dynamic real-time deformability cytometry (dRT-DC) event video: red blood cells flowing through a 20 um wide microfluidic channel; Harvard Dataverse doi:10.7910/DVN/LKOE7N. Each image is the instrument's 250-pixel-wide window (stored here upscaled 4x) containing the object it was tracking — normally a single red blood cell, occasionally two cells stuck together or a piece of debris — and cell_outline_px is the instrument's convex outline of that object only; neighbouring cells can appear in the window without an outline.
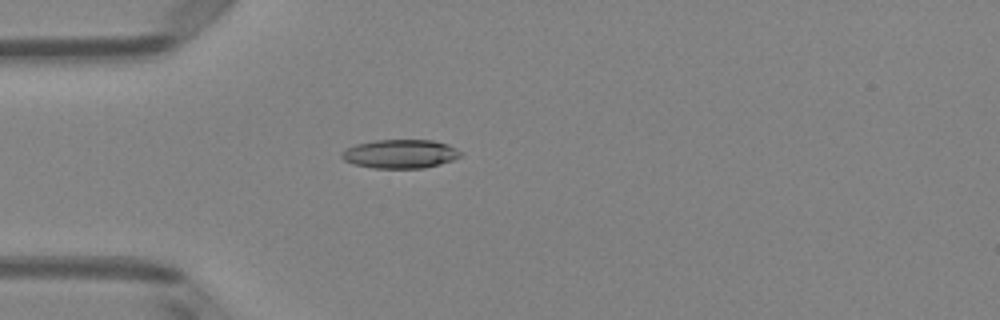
{"species": "Egyptian fruit bat (a non-hibernating species)", "species_latin": "Rousettus aegyptiacus", "temperature_condition": "room temperature", "stored_images_in_passage": 39, "camera_frame_rate_fps": 3000, "um_per_image_px": 0.085, "animal": {"sex": "female"}, "frame": {"image": 1, "passage_image": 3, "time_ms": 0.667, "image_size_px": [1000, 320], "cell_outline_px": [[464, 152], [460, 156], [452, 160], [440, 164], [424, 168], [372, 168], [352, 164], [344, 160], [340, 156], [340, 152], [356, 144], [376, 140], [432, 140], [448, 144]], "centroid_in_image_um": [34.02, 13.08], "position_along_channel_um": 51.0, "area_um2": 20.06}}
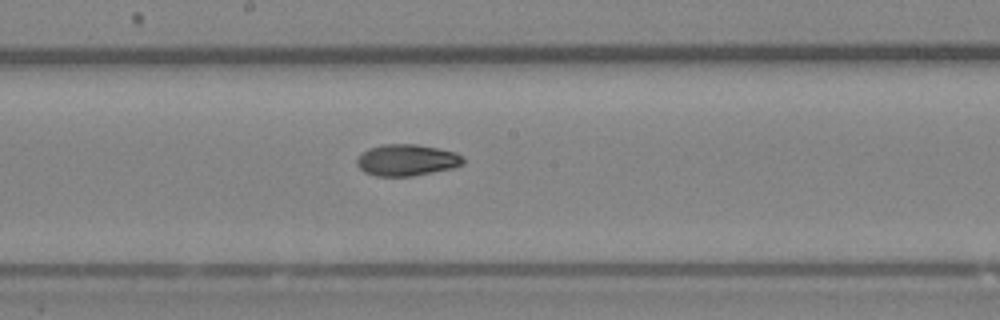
{"frame": {"image": 2, "passage_image": 16, "time_ms": 5.0, "image_size_px": [1000, 320], "cell_outline_px": [[464, 164], [452, 168], [412, 176], [376, 176], [364, 172], [356, 164], [356, 160], [368, 148], [384, 144], [416, 144], [456, 152], [464, 156]], "centroid_in_image_um": [34.59, 13.61], "position_along_channel_um": 213.6, "area_um2": 19.48}}
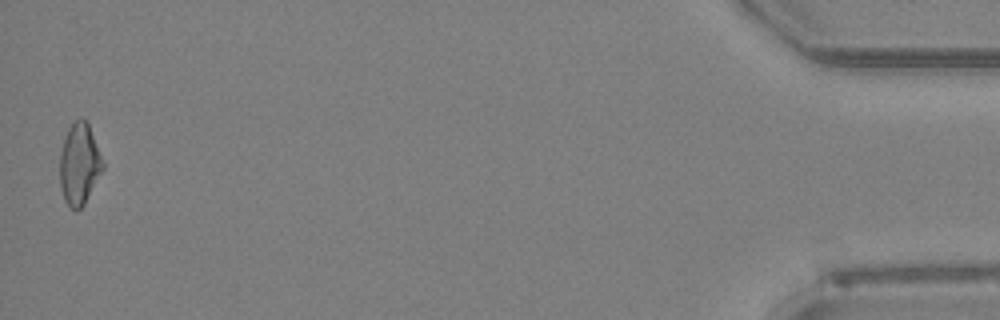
{"frame": {"image": 3, "passage_image": 39, "time_ms": 12.667, "image_size_px": [1000, 320], "cell_outline_px": [[104, 168], [84, 204], [76, 212], [64, 200], [60, 188], [60, 152], [68, 128], [80, 116], [88, 124], [104, 164]], "centroid_in_image_um": [6.73, 13.97], "position_along_channel_um": 428.5, "area_um2": 20.11}, "authors_computed_cell_mechanics": {"area_um2": 19.5364, "velocity_mm_per_s": 4.0045, "shape_relaxation_time_tau1_ms": 3.5288, "shape_relaxation_time_tau2_ms": 6.1084, "deformation_change_tau1": 0.1663, "deformation_change_tau2": 0.121}}